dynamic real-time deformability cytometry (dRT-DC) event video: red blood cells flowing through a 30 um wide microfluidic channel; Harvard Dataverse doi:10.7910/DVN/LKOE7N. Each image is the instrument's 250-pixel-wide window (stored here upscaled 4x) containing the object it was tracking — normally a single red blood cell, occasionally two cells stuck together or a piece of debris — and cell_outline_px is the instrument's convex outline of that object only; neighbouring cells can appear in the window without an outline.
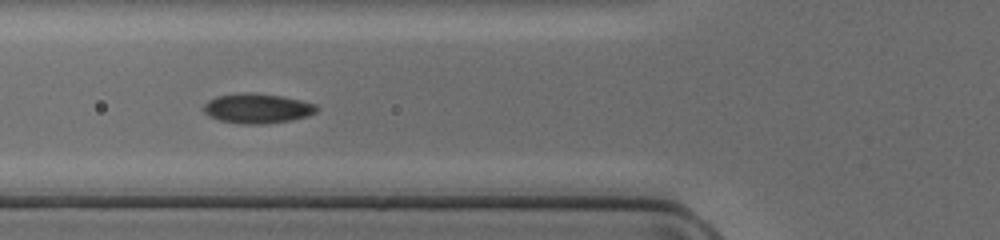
{"species": "common noctule bat (a hibernating species)", "species_latin": "Nyctalus noctula", "temperature_condition": "cold", "stored_images_in_passage": 28, "camera_frame_rate_fps": 3000, "um_per_image_px": 0.085, "animal": {"sex": "female", "body_mass_g": 17.0, "forearm_length_mm": 48.0}, "frame": {"image": 1, "passage_image": 6, "time_ms": 1.667, "image_size_px": [1000, 240], "cell_outline_px": [[320, 108], [316, 112], [308, 116], [292, 120], [264, 124], [240, 124], [220, 120], [208, 116], [204, 112], [204, 104], [208, 100], [216, 96], [244, 92], [252, 92], [280, 96], [300, 100], [316, 104]], "centroid_in_image_um": [21.87, 9.21], "position_along_channel_um": 103.9, "area_um2": 19.77}}
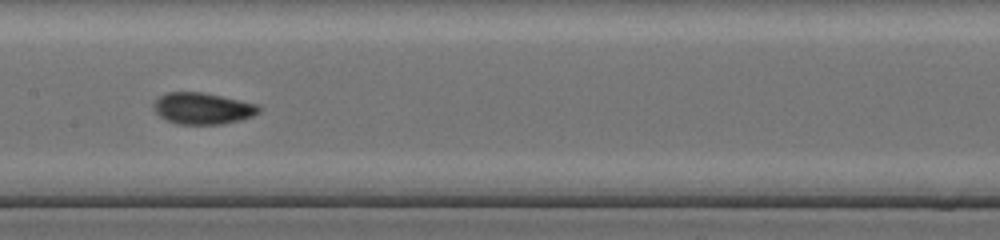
{"frame": {"image": 2, "passage_image": 12, "time_ms": 3.667, "image_size_px": [1000, 240], "cell_outline_px": [[260, 112], [252, 116], [240, 120], [224, 124], [176, 124], [160, 116], [156, 112], [152, 104], [160, 96], [168, 92], [200, 92], [260, 104]], "centroid_in_image_um": [17.25, 9.22], "position_along_channel_um": 190.2, "area_um2": 19.25}}
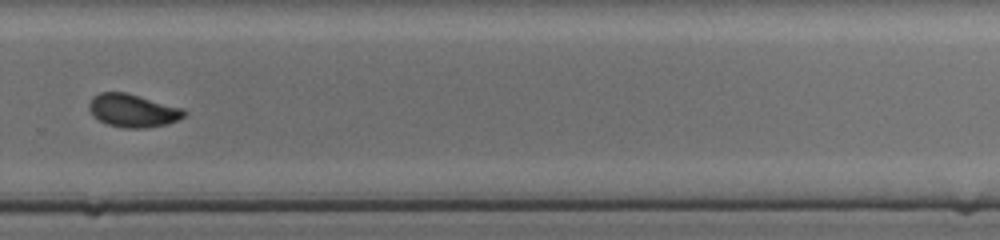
{"frame": {"image": 3, "passage_image": 21, "time_ms": 6.667, "image_size_px": [1000, 240], "cell_outline_px": [[188, 112], [184, 116], [168, 124], [144, 128], [124, 128], [108, 124], [92, 116], [88, 108], [88, 104], [92, 96], [100, 92], [124, 92], [184, 108]], "centroid_in_image_um": [11.28, 9.4], "position_along_channel_um": 318.5, "area_um2": 18.38}}